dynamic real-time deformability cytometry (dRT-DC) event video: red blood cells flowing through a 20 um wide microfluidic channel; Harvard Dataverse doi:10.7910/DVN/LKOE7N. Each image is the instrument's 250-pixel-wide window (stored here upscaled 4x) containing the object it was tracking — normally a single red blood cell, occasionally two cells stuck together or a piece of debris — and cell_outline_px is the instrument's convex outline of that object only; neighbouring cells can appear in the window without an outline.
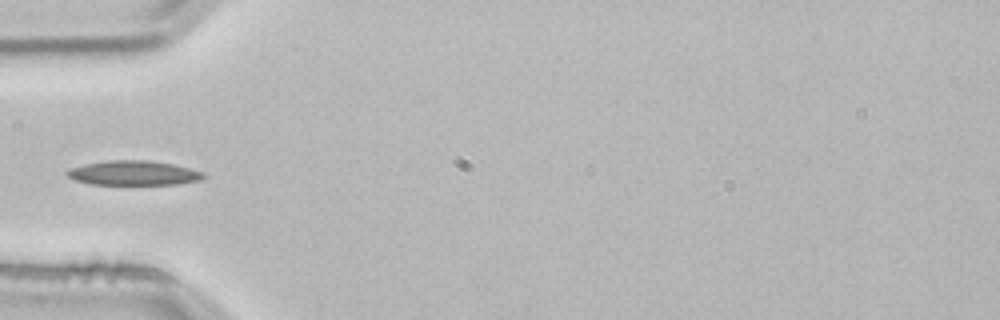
{"species": "common noctule bat (a hibernating species)", "species_latin": "Nyctalus noctula", "temperature_condition": "room temperature", "stored_images_in_passage": 3, "camera_frame_rate_fps": 3000, "um_per_image_px": 0.085, "animal": {"sex": "male", "body_mass_g": 21.5, "forearm_length_mm": 52.0}, "frame": {"image": 1, "passage_image": 3, "time_ms": 0.667, "image_size_px": [1000, 320], "cell_outline_px": [[208, 176], [200, 180], [176, 184], [88, 184], [76, 180], [68, 176], [64, 172], [68, 168], [84, 164], [108, 160], [148, 160], [172, 164], [204, 172]], "centroid_in_image_um": [11.33, 14.7], "position_along_channel_um": 73.7, "area_um2": 19.54}}